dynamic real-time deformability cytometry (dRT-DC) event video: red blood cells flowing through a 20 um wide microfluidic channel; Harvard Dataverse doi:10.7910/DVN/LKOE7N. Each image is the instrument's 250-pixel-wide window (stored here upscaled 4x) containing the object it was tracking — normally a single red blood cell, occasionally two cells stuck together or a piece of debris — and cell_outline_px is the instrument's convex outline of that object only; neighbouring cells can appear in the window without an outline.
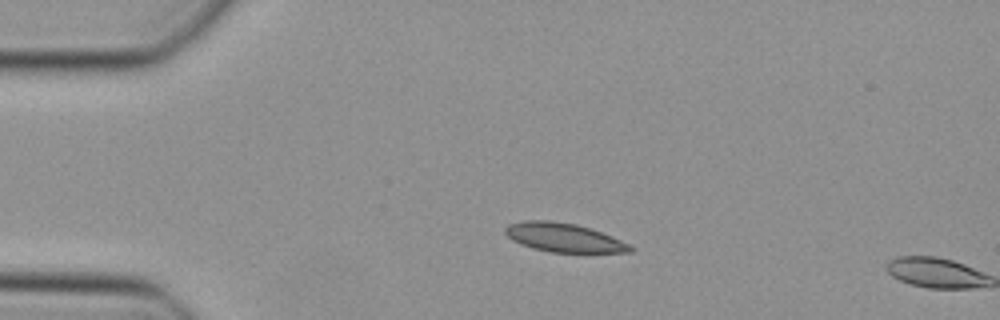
{"species": "Egyptian fruit bat (a non-hibernating species)", "species_latin": "Rousettus aegyptiacus", "temperature_condition": "cold", "stored_images_in_passage": 2, "camera_frame_rate_fps": 3000, "um_per_image_px": 0.085, "animal": {"sex": "female"}, "frame": {"image": 1, "passage_image": 1, "time_ms": 0.0, "image_size_px": [1000, 320], "cell_outline_px": [[636, 248], [632, 252], [548, 252], [532, 248], [512, 240], [504, 232], [504, 228], [508, 224], [524, 220], [548, 220], [576, 224], [612, 236], [632, 244]], "centroid_in_image_um": [47.94, 20.19], "position_along_channel_um": 37.1, "area_um2": 21.1}}